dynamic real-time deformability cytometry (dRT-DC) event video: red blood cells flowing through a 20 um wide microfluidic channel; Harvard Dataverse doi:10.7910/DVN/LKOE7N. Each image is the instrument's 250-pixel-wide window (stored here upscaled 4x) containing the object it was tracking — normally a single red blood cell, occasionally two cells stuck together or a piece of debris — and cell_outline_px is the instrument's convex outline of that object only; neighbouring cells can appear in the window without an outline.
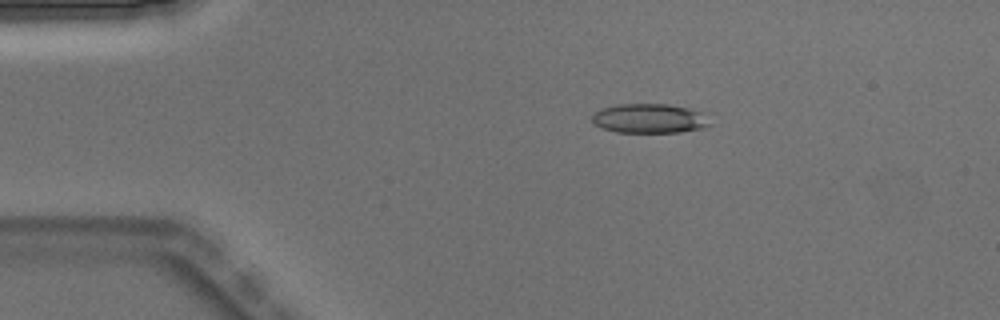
{"species": "Egyptian fruit bat (a non-hibernating species)", "species_latin": "Rousettus aegyptiacus", "temperature_condition": "warm", "stored_images_in_passage": 6, "camera_frame_rate_fps": 3000, "um_per_image_px": 0.085, "animal": {"sex": "male"}, "frame": {"image": 1, "passage_image": 3, "time_ms": 0.667, "image_size_px": [1000, 320], "cell_outline_px": [[712, 124], [704, 128], [680, 132], [616, 132], [600, 128], [592, 120], [592, 116], [600, 108], [616, 104], [668, 104], [692, 108], [712, 112]], "centroid_in_image_um": [55.35, 10.05], "position_along_channel_um": 29.6, "area_um2": 20.98}}